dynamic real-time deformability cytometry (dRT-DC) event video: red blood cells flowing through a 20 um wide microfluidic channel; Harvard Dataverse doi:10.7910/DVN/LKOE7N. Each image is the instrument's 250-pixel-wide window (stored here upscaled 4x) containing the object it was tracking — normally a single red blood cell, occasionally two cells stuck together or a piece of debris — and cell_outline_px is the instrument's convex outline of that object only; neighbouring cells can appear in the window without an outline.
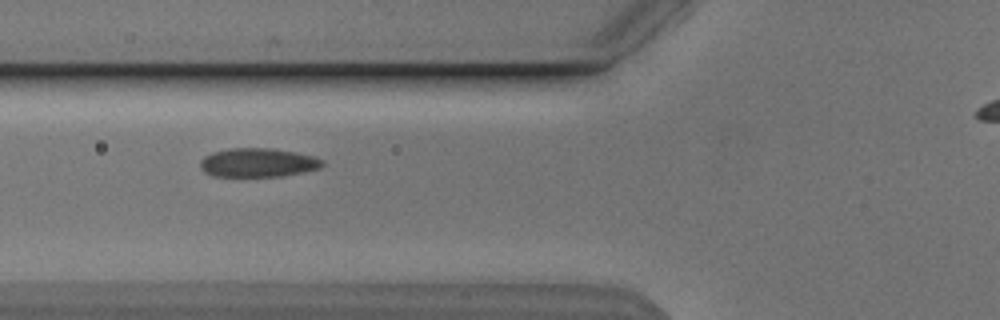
{"species": "Egyptian fruit bat (a non-hibernating species)", "species_latin": "Rousettus aegyptiacus", "temperature_condition": "cold", "stored_images_in_passage": 12, "camera_frame_rate_fps": 3000, "um_per_image_px": 0.085, "animal": {"sex": "male"}, "frame": {"image": 1, "passage_image": 3, "time_ms": 0.667, "image_size_px": [1000, 320], "cell_outline_px": [[324, 164], [320, 168], [284, 176], [212, 176], [204, 172], [200, 168], [200, 160], [204, 156], [212, 152], [228, 148], [272, 148], [296, 152], [312, 156], [324, 160]], "centroid_in_image_um": [21.9, 13.82], "position_along_channel_um": 103.9, "area_um2": 20.69}}
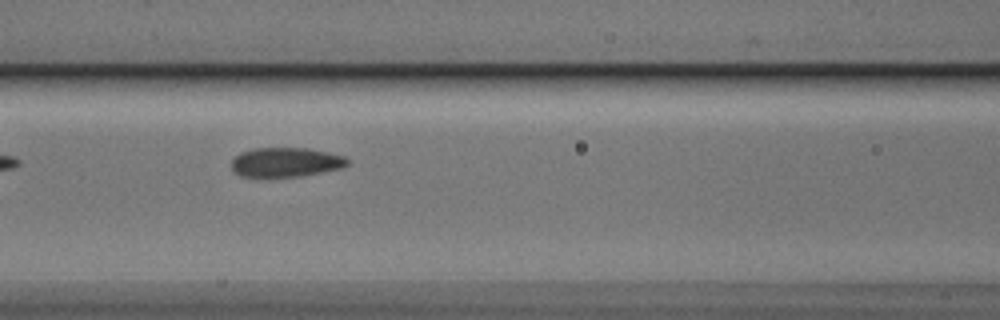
{"frame": {"image": 2, "passage_image": 6, "time_ms": 1.667, "image_size_px": [1000, 320], "cell_outline_px": [[348, 164], [344, 168], [300, 176], [240, 176], [232, 168], [232, 160], [240, 152], [252, 148], [308, 148], [328, 152], [344, 156], [348, 160]], "centroid_in_image_um": [24.31, 13.77], "position_along_channel_um": 142.3, "area_um2": 19.77}}
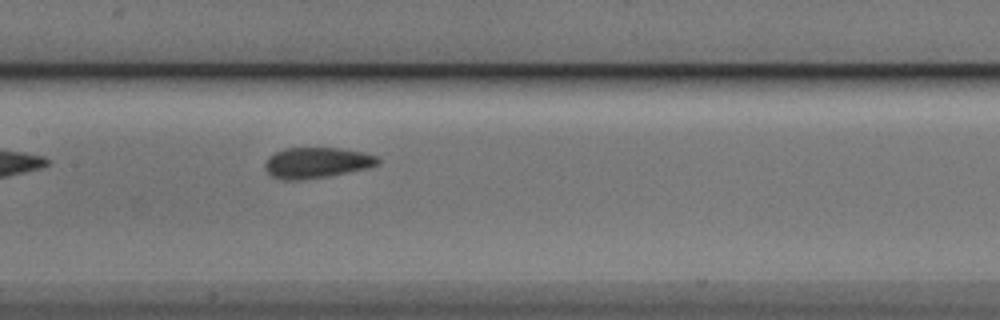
{"frame": {"image": 3, "passage_image": 9, "time_ms": 2.667, "image_size_px": [1000, 320], "cell_outline_px": [[380, 164], [368, 168], [328, 176], [304, 180], [284, 180], [272, 176], [264, 168], [264, 164], [268, 156], [284, 148], [340, 148], [364, 152], [376, 156], [380, 160]], "centroid_in_image_um": [26.92, 13.83], "position_along_channel_um": 180.5, "area_um2": 20.35}}